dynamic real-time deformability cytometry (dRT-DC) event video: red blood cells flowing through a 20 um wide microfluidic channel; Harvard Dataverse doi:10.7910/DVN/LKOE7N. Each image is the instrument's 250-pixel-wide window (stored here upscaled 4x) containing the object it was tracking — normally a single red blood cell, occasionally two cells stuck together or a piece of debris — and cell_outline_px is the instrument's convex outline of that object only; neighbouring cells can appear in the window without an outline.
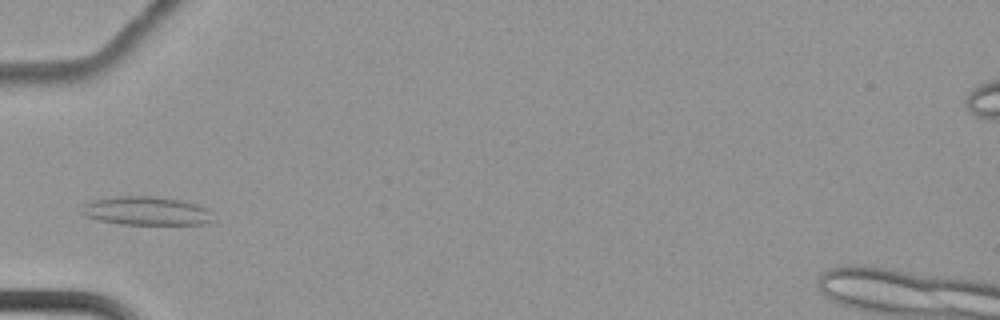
{"species": "common noctule bat (a hibernating species)", "species_latin": "Nyctalus noctula", "temperature_condition": "cold", "stored_images_in_passage": 6, "camera_frame_rate_fps": 3000, "um_per_image_px": 0.085, "animal": {"sex": "female", "body_mass_g": 22.7, "forearm_length_mm": 54.2}, "frame": {"image": 1, "passage_image": 4, "time_ms": 1.0, "image_size_px": [1000, 320], "cell_outline_px": [[212, 220], [204, 224], [120, 224], [100, 220], [84, 216], [84, 204], [92, 200], [116, 196], [156, 196], [180, 200], [196, 204], [208, 208]], "centroid_in_image_um": [12.45, 17.92], "position_along_channel_um": 72.6, "area_um2": 21.68}}
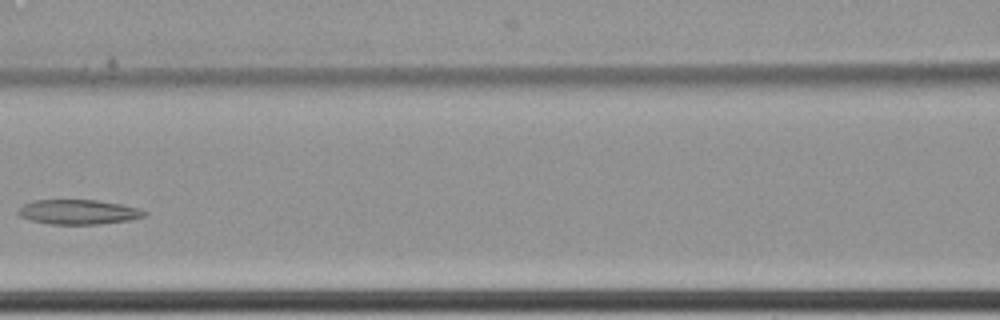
{"frame": {"image": 2, "passage_image": 6, "time_ms": 1.667, "image_size_px": [1000, 320], "cell_outline_px": [[148, 212], [144, 216], [132, 220], [100, 224], [48, 224], [32, 220], [20, 216], [16, 212], [24, 204], [32, 200], [96, 200], [120, 204], [140, 208]], "centroid_in_image_um": [6.68, 18.02], "position_along_channel_um": 159.9, "area_um2": 18.21}}